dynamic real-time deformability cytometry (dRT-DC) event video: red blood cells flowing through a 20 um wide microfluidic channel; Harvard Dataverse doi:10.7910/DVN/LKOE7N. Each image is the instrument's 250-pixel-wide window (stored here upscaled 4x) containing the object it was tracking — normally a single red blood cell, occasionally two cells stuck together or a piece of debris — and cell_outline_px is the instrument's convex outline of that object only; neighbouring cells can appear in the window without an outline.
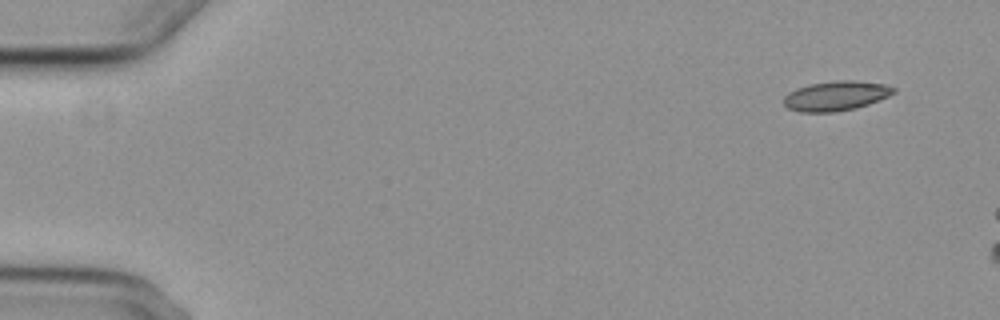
{"species": "common noctule bat (a hibernating species)", "species_latin": "Nyctalus noctula", "temperature_condition": "cold", "stored_images_in_passage": 3, "camera_frame_rate_fps": 3000, "um_per_image_px": 0.085, "animal": {"sex": "female", "body_mass_g": 29.2, "forearm_length_mm": 56.3}, "frame": {"image": 1, "passage_image": 1, "time_ms": 0.0, "image_size_px": [1000, 320], "cell_outline_px": [[896, 92], [888, 96], [868, 104], [856, 108], [832, 112], [800, 112], [788, 108], [784, 104], [784, 96], [788, 92], [796, 88], [808, 84], [836, 80], [852, 80], [884, 84], [896, 88]], "centroid_in_image_um": [71.04, 8.14], "position_along_channel_um": 14.0, "area_um2": 19.02}}